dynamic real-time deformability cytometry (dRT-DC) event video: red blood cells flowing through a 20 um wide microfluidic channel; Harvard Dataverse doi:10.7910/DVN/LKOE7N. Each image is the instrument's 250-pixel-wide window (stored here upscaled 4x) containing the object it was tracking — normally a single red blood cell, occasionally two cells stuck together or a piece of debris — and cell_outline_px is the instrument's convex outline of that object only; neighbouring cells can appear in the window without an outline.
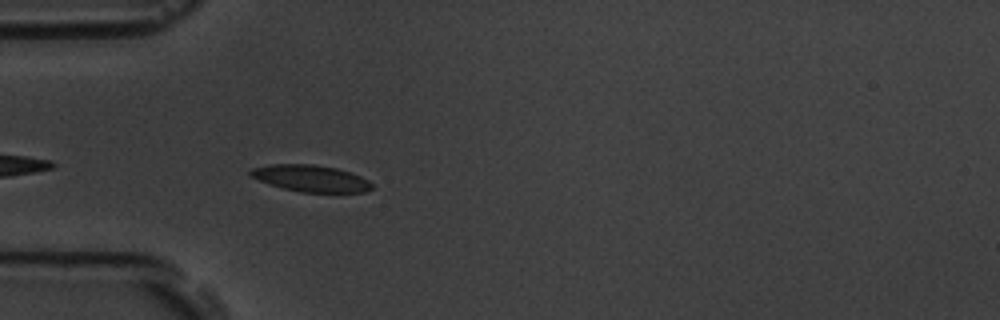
{"species": "common noctule bat (a hibernating species)", "species_latin": "Nyctalus noctula", "temperature_condition": "room temperature", "stored_images_in_passage": 5, "camera_frame_rate_fps": 3000, "um_per_image_px": 0.085, "animal": {"sex": "male", "body_mass_g": 19.5, "forearm_length_mm": 54.6}, "frame": {"image": 1, "passage_image": 5, "time_ms": 5.667, "image_size_px": [1000, 320], "cell_outline_px": [[372, 188], [364, 192], [300, 192], [268, 184], [248, 176], [248, 172], [252, 168], [272, 164], [312, 164], [336, 168], [360, 176], [368, 180], [372, 184]], "centroid_in_image_um": [26.36, 15.16], "position_along_channel_um": 58.6, "area_um2": 18.79}}